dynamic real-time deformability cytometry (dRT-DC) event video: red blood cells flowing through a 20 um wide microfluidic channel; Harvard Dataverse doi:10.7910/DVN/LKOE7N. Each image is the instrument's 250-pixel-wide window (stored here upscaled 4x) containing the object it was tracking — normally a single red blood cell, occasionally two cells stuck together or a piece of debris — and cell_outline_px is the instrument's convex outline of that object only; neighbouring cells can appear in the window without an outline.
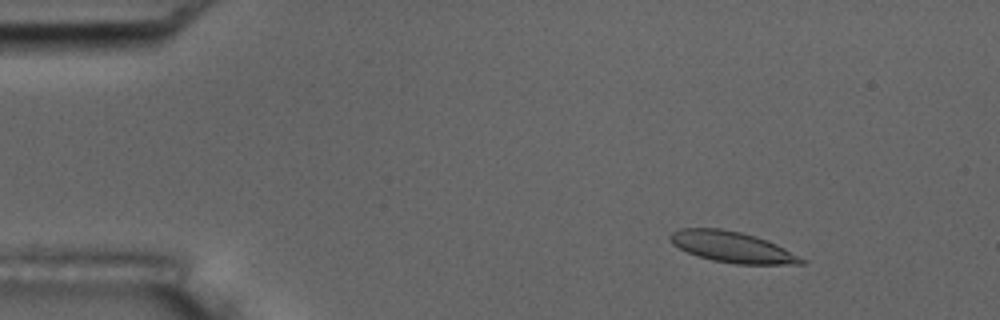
{"species": "common noctule bat (a hibernating species)", "species_latin": "Nyctalus noctula", "temperature_condition": "room temperature", "stored_images_in_passage": 6, "camera_frame_rate_fps": 3000, "um_per_image_px": 0.085, "animal": {"sex": "male", "body_mass_g": 17.5, "forearm_length_mm": 52.3}, "frame": {"image": 1, "passage_image": 1, "time_ms": 0.0, "image_size_px": [1000, 320], "cell_outline_px": [[808, 260], [804, 264], [736, 264], [712, 260], [688, 252], [672, 244], [668, 236], [672, 232], [680, 228], [720, 228], [740, 232], [756, 236], [776, 244]], "centroid_in_image_um": [62.25, 20.99], "position_along_channel_um": 22.8, "area_um2": 23.52}}